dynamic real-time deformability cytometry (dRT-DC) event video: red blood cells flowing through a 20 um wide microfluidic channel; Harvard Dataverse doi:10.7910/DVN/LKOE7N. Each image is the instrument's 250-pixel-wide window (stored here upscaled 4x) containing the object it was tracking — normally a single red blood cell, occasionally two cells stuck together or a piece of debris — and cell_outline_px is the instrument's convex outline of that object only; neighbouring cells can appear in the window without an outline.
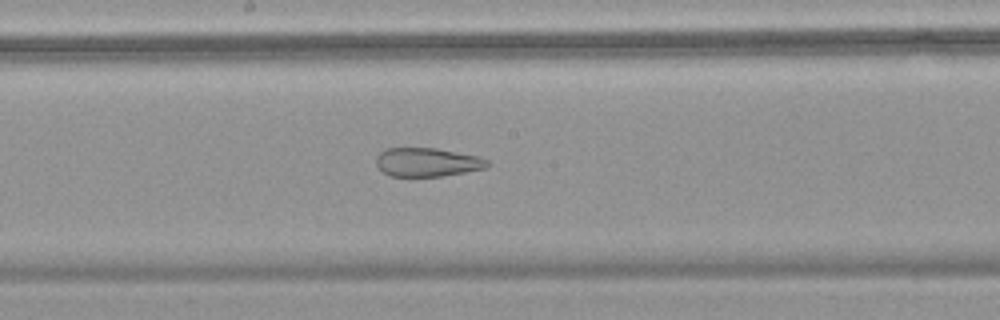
{"species": "common noctule bat (a hibernating species)", "species_latin": "Nyctalus noctula", "temperature_condition": "warm", "stored_images_in_passage": 52, "camera_frame_rate_fps": 3000, "um_per_image_px": 0.085, "animal": {"sex": "female", "body_mass_g": 18.4}, "frame": {"image": 1, "passage_image": 29, "time_ms": 9.333, "image_size_px": [1000, 320], "cell_outline_px": [[488, 168], [440, 176], [388, 176], [376, 164], [376, 156], [384, 148], [436, 148], [480, 156], [488, 160]], "centroid_in_image_um": [36.32, 13.78], "position_along_channel_um": 211.9, "area_um2": 18.67}}
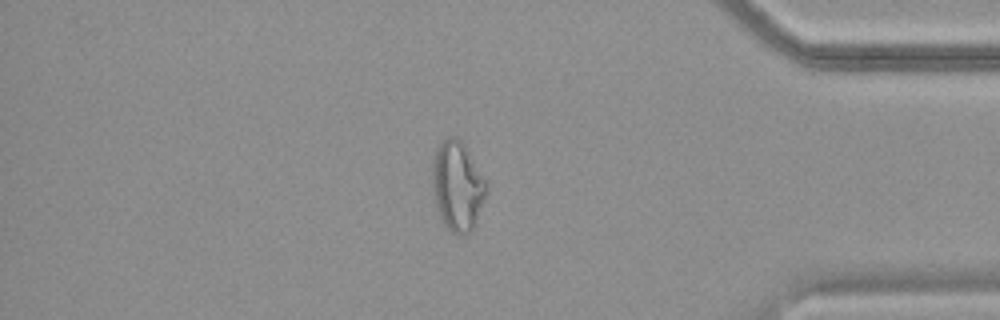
{"frame": {"image": 2, "passage_image": 45, "time_ms": 14.667, "image_size_px": [1000, 320], "cell_outline_px": [[488, 184], [484, 200], [472, 232], [464, 236], [456, 236], [444, 224], [436, 208], [432, 188], [432, 160], [436, 148], [448, 136], [456, 136], [464, 144]], "centroid_in_image_um": [38.87, 15.84], "position_along_channel_um": 396.3, "area_um2": 28.44}}